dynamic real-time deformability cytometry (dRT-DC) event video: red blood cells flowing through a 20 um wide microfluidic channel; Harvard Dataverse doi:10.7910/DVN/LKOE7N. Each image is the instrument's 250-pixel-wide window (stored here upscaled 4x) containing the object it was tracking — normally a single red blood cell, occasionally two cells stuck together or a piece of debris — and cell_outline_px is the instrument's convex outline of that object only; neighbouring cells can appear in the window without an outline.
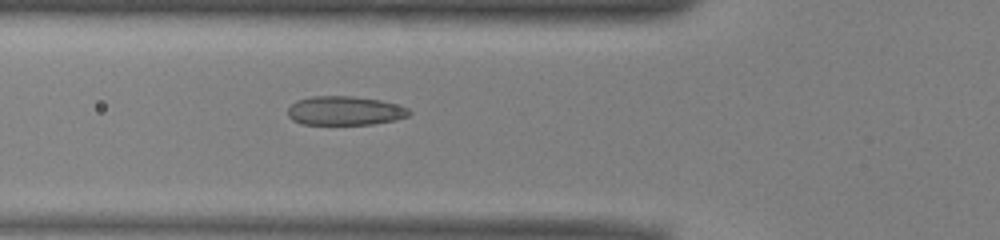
{"species": "common noctule bat (a hibernating species)", "species_latin": "Nyctalus noctula", "temperature_condition": "warm", "stored_images_in_passage": 36, "camera_frame_rate_fps": 3000, "um_per_image_px": 0.085, "animal": {"sex": "male", "body_mass_g": 13.0, "forearm_length_mm": 53.1}, "frame": {"image": 1, "passage_image": 3, "time_ms": 0.667, "image_size_px": [1000, 240], "cell_outline_px": [[412, 112], [408, 116], [396, 120], [372, 124], [300, 124], [292, 120], [288, 116], [288, 108], [296, 100], [312, 96], [352, 96], [380, 100], [408, 108]], "centroid_in_image_um": [29.29, 9.41], "position_along_channel_um": 96.5, "area_um2": 20.52}}
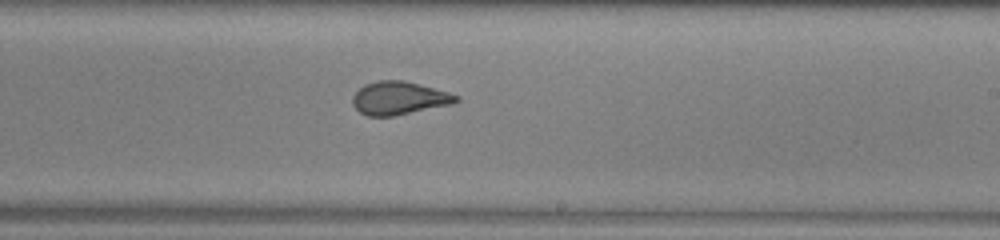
{"frame": {"image": 2, "passage_image": 15, "time_ms": 4.667, "image_size_px": [1000, 240], "cell_outline_px": [[460, 100], [452, 104], [392, 116], [368, 116], [360, 112], [352, 104], [352, 96], [364, 84], [376, 80], [404, 80], [420, 84], [448, 92], [460, 96]], "centroid_in_image_um": [33.91, 8.33], "position_along_channel_um": 255.1, "area_um2": 20.0}}
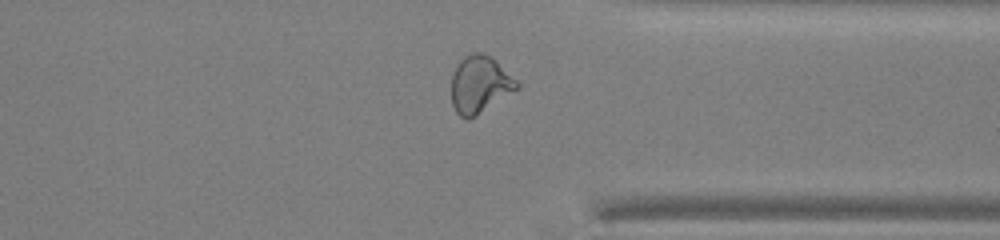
{"frame": {"image": 3, "passage_image": 24, "time_ms": 7.667, "image_size_px": [1000, 240], "cell_outline_px": [[520, 88], [476, 116], [468, 120], [460, 116], [456, 112], [452, 104], [452, 72], [456, 64], [464, 56], [472, 52], [480, 52], [496, 60], [520, 84]], "centroid_in_image_um": [40.77, 7.19], "position_along_channel_um": 370.6, "area_um2": 21.96}}